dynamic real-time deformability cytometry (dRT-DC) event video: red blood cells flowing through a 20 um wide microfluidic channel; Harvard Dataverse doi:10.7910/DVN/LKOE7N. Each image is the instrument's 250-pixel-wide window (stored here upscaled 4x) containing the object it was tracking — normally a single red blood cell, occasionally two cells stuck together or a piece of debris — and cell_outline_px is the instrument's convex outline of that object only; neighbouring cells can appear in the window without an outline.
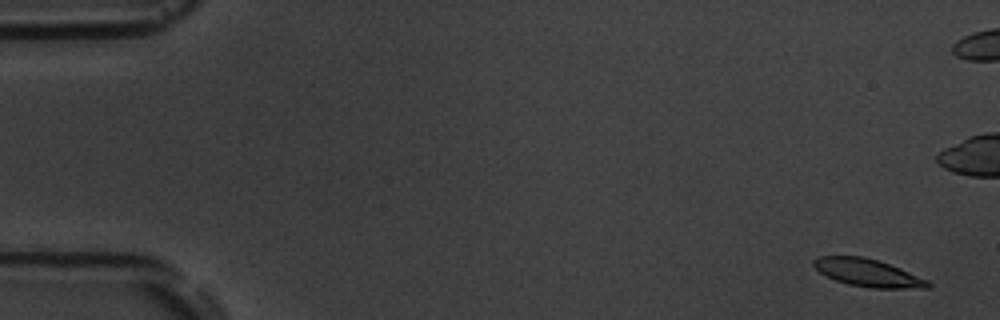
{"species": "common noctule bat (a hibernating species)", "species_latin": "Nyctalus noctula", "temperature_condition": "room temperature", "stored_images_in_passage": 6, "camera_frame_rate_fps": 3000, "um_per_image_px": 0.085, "animal": {"sex": "male", "body_mass_g": 19.5, "forearm_length_mm": 54.6}, "frame": {"image": 1, "passage_image": 1, "time_ms": 0.0, "image_size_px": [1000, 320], "cell_outline_px": [[932, 284], [928, 288], [872, 288], [848, 284], [836, 280], [820, 272], [812, 264], [812, 260], [816, 256], [864, 256], [900, 268], [928, 280]], "centroid_in_image_um": [73.76, 23.18], "position_along_channel_um": 11.2, "area_um2": 18.26}}